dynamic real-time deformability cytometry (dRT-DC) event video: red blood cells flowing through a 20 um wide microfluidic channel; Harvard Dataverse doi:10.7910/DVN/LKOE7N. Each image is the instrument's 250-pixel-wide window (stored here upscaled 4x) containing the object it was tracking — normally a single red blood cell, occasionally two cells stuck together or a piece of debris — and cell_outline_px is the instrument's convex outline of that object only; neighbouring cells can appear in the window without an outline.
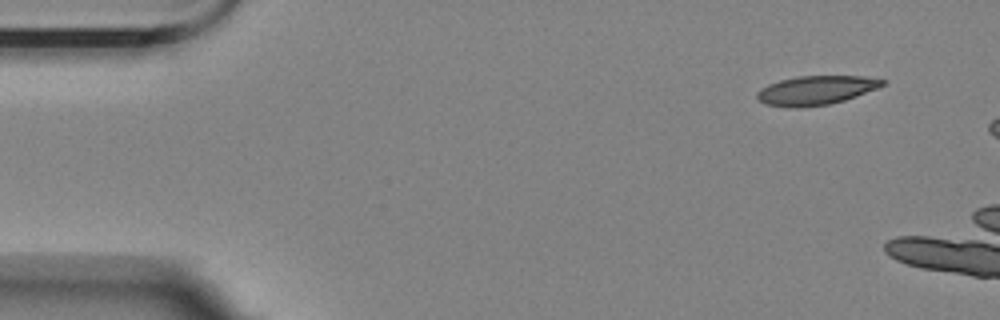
{"species": "Egyptian fruit bat (a non-hibernating species)", "species_latin": "Rousettus aegyptiacus", "temperature_condition": "room temperature", "stored_images_in_passage": 2, "camera_frame_rate_fps": 3000, "um_per_image_px": 0.085, "animal": {"sex": "female"}, "frame": {"image": 1, "passage_image": 1, "time_ms": 0.0, "image_size_px": [1000, 320], "cell_outline_px": [[888, 80], [884, 84], [876, 88], [856, 96], [844, 100], [828, 104], [800, 108], [788, 108], [764, 104], [756, 96], [756, 92], [760, 88], [768, 84], [780, 80], [796, 76], [864, 76]], "centroid_in_image_um": [69.31, 7.68], "position_along_channel_um": 15.7, "area_um2": 21.33}}